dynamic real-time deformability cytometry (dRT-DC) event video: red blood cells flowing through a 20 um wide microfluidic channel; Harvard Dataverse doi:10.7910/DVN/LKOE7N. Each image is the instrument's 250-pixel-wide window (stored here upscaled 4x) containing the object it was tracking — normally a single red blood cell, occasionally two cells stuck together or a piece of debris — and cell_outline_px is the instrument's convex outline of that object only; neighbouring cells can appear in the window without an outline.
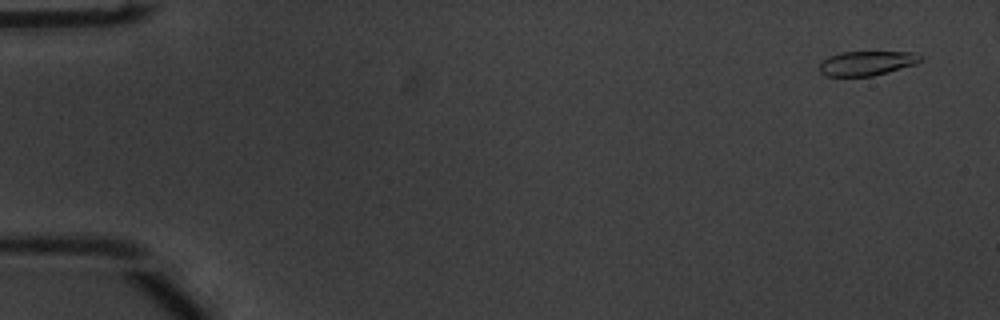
{"species": "common noctule bat (a hibernating species)", "species_latin": "Nyctalus noctula", "temperature_condition": "warm", "stored_images_in_passage": 37, "camera_frame_rate_fps": 3000, "um_per_image_px": 0.085, "animal": {"sex": "male", "body_mass_g": 20.1, "forearm_length_mm": 53.5}, "frame": {"image": 1, "passage_image": 2, "time_ms": 0.333, "image_size_px": [1000, 320], "cell_outline_px": [[924, 60], [916, 64], [888, 72], [872, 76], [828, 76], [820, 72], [820, 64], [828, 56], [844, 52], [916, 52], [924, 56]], "centroid_in_image_um": [73.75, 5.36], "position_along_channel_um": 11.2, "area_um2": 14.45}}
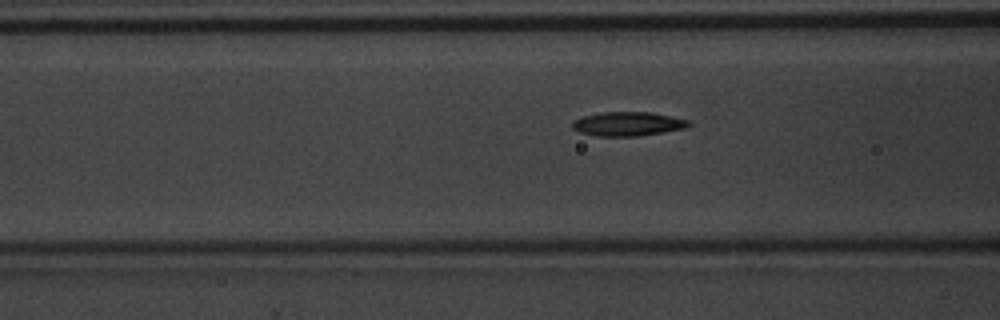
{"frame": {"image": 2, "passage_image": 21, "time_ms": 6.667, "image_size_px": [1000, 320], "cell_outline_px": [[692, 124], [684, 128], [664, 132], [640, 136], [596, 136], [580, 132], [572, 128], [572, 120], [584, 116], [600, 112], [652, 112], [692, 120]], "centroid_in_image_um": [53.39, 10.52], "position_along_channel_um": 113.2, "area_um2": 16.53}}
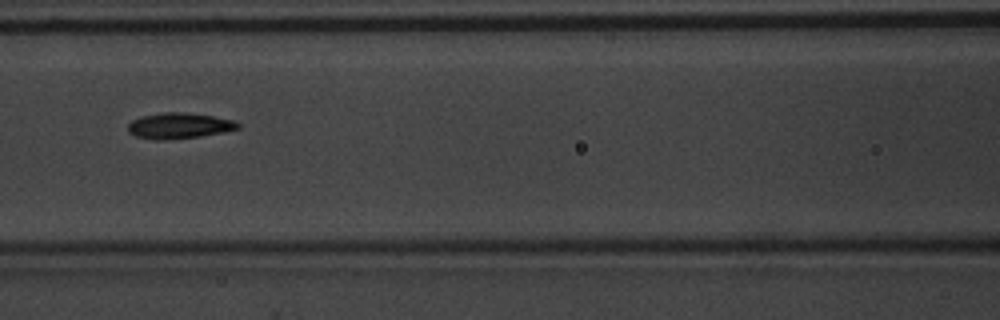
{"frame": {"image": 3, "passage_image": 24, "time_ms": 7.667, "image_size_px": [1000, 320], "cell_outline_px": [[240, 128], [224, 132], [200, 136], [164, 140], [152, 140], [136, 136], [128, 132], [128, 124], [132, 120], [140, 116], [164, 112], [184, 112], [212, 116], [232, 120], [240, 124]], "centroid_in_image_um": [15.19, 10.69], "position_along_channel_um": 151.4, "area_um2": 16.53}}